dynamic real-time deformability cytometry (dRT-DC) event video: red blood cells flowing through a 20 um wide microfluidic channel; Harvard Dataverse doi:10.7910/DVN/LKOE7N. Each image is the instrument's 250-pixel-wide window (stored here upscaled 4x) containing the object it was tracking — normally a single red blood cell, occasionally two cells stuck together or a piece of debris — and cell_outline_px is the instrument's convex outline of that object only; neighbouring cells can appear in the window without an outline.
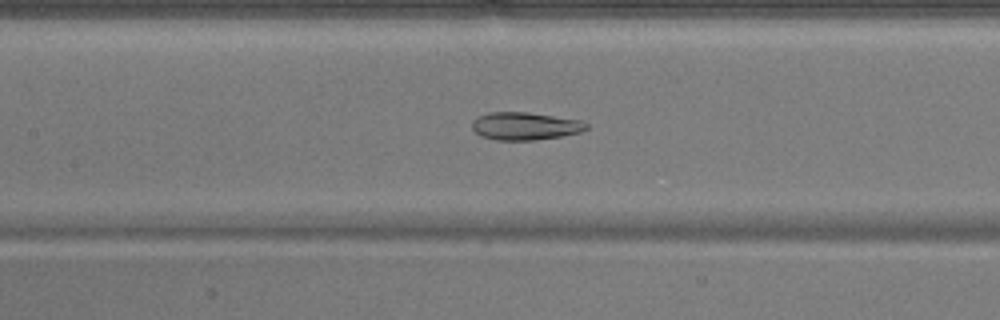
{"species": "common noctule bat (a hibernating species)", "species_latin": "Nyctalus noctula", "temperature_condition": "warm", "stored_images_in_passage": 51, "camera_frame_rate_fps": 3000, "um_per_image_px": 0.085, "animal": {"sex": "male", "body_mass_g": 17.9}, "frame": {"image": 1, "passage_image": 23, "time_ms": 7.333, "image_size_px": [1000, 320], "cell_outline_px": [[588, 128], [580, 132], [560, 136], [536, 140], [496, 140], [480, 136], [472, 128], [472, 120], [476, 116], [488, 112], [528, 112], [580, 120], [588, 124]], "centroid_in_image_um": [44.59, 10.71], "position_along_channel_um": 162.8, "area_um2": 18.55}}
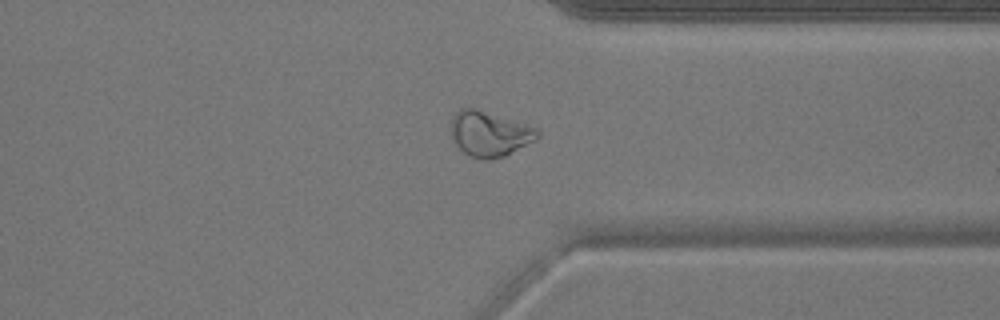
{"frame": {"image": 2, "passage_image": 39, "time_ms": 12.667, "image_size_px": [1000, 320], "cell_outline_px": [[540, 136], [536, 140], [504, 156], [484, 160], [468, 156], [456, 144], [452, 136], [452, 116], [460, 108], [476, 108], [536, 128], [540, 132]], "centroid_in_image_um": [41.6, 11.38], "position_along_channel_um": 369.8, "area_um2": 22.48}}
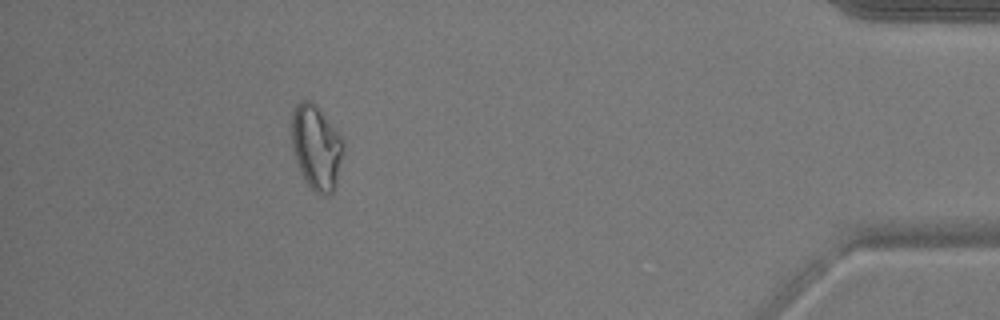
{"frame": {"image": 3, "passage_image": 46, "time_ms": 15.0, "image_size_px": [1000, 320], "cell_outline_px": [[344, 144], [336, 184], [332, 192], [328, 196], [320, 196], [308, 184], [300, 172], [292, 148], [292, 112], [296, 104], [300, 100], [308, 100], [316, 104], [340, 136]], "centroid_in_image_um": [26.87, 12.52], "position_along_channel_um": 408.3, "area_um2": 25.26}, "authors_computed_cell_mechanics": {"area_um2": 23.1778, "velocity_mm_per_s": 3.9234, "shape_relaxation_time_tau1_ms": 7.2444, "shape_relaxation_time_tau2_ms": 2.028, "deformation_change_tau1": 0.2131, "deformation_change_tau2": 0.0802}}